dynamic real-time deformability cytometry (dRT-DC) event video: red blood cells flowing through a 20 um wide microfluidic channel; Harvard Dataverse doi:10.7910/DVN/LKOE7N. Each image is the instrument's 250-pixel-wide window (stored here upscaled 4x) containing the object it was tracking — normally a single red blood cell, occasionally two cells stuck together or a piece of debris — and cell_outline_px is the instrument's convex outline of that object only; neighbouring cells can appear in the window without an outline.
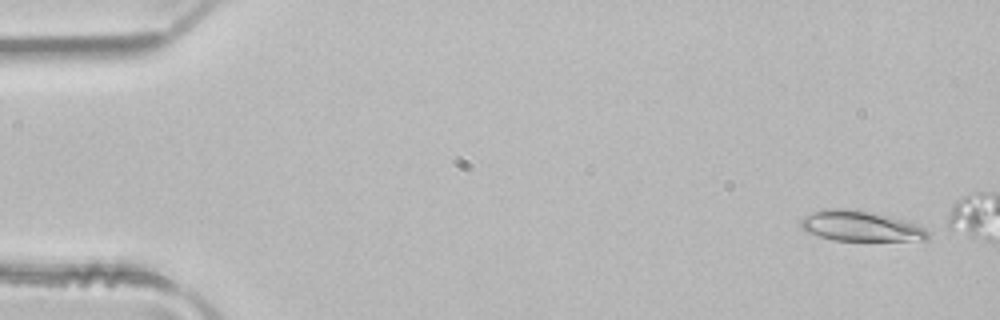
{"species": "common noctule bat (a hibernating species)", "species_latin": "Nyctalus noctula", "temperature_condition": "room temperature", "stored_images_in_passage": 4, "camera_frame_rate_fps": 3000, "um_per_image_px": 0.085, "animal": {"sex": "male", "body_mass_g": 21.5, "forearm_length_mm": 52.0}, "frame": {"image": 1, "passage_image": 1, "time_ms": 0.0, "image_size_px": [1000, 320], "cell_outline_px": [[928, 240], [832, 240], [808, 232], [800, 224], [800, 220], [804, 216], [820, 208], [856, 208], [920, 224], [928, 232]], "centroid_in_image_um": [73.14, 19.19], "position_along_channel_um": 11.9, "area_um2": 22.6}}